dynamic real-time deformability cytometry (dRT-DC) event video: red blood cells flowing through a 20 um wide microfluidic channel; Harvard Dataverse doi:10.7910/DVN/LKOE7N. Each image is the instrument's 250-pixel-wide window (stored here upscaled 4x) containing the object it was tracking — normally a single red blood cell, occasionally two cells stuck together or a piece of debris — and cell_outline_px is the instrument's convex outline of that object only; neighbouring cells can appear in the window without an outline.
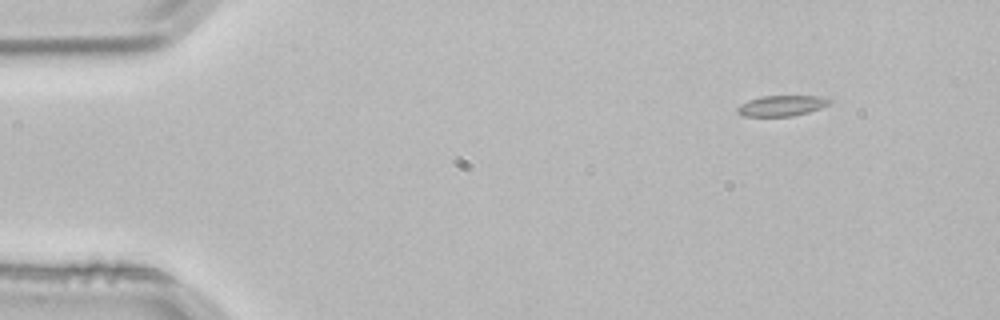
{"species": "common noctule bat (a hibernating species)", "species_latin": "Nyctalus noctula", "temperature_condition": "room temperature", "stored_images_in_passage": 5, "segment_of_instrument_passage": [1, 2], "camera_frame_rate_fps": 3000, "um_per_image_px": 0.085, "animal": {"sex": "male", "body_mass_g": 21.5, "forearm_length_mm": 52.0}, "frame": {"image": 1, "passage_image": 2, "time_ms": 0.333, "image_size_px": [1000, 320], "cell_outline_px": [[832, 100], [828, 104], [820, 108], [808, 112], [792, 116], [740, 116], [736, 112], [736, 108], [740, 104], [748, 100], [760, 96], [820, 96]], "centroid_in_image_um": [66.38, 8.98], "position_along_channel_um": 18.6, "area_um2": 11.1}}
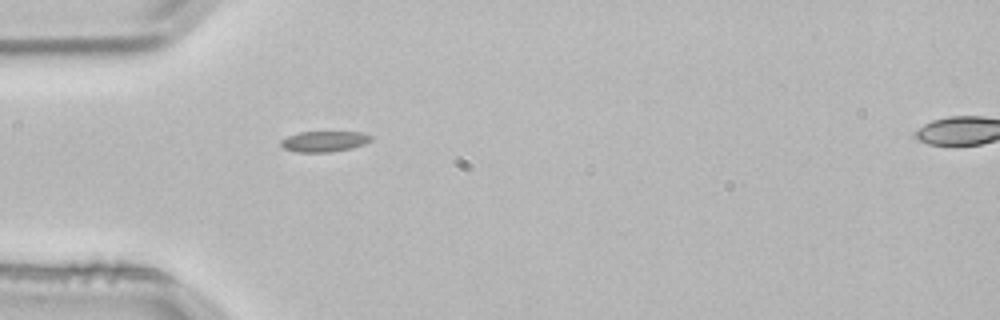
{"frame": {"image": 2, "passage_image": 4, "time_ms": 1.0, "image_size_px": [1000, 320], "cell_outline_px": [[372, 140], [364, 144], [352, 148], [328, 152], [296, 152], [284, 148], [280, 144], [280, 140], [288, 136], [300, 132], [364, 132], [372, 136]], "centroid_in_image_um": [27.57, 12.01], "position_along_channel_um": 57.4, "area_um2": 10.87}}